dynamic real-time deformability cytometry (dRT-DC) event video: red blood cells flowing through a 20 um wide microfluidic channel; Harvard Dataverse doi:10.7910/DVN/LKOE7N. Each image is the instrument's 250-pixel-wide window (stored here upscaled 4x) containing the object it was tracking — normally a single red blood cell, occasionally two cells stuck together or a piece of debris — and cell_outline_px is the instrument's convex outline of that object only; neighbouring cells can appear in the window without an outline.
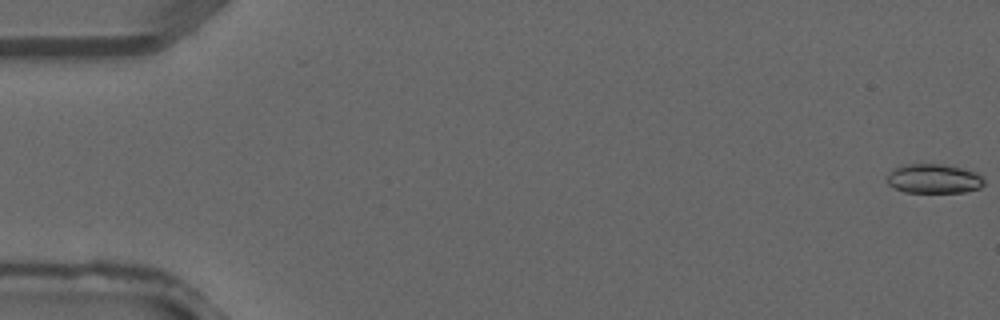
{"species": "common noctule bat (a hibernating species)", "species_latin": "Nyctalus noctula", "temperature_condition": "warm", "stored_images_in_passage": 5, "camera_frame_rate_fps": 3000, "um_per_image_px": 0.085, "animal": {"sex": "male", "forearm_length_mm": 52.5}, "frame": {"image": 1, "passage_image": 1, "time_ms": 0.0, "image_size_px": [1000, 320], "cell_outline_px": [[984, 184], [980, 188], [964, 192], [904, 192], [892, 188], [888, 184], [888, 176], [892, 168], [908, 164], [944, 164], [976, 172], [984, 180]], "centroid_in_image_um": [79.35, 15.19], "position_along_channel_um": 5.6, "area_um2": 16.59}}